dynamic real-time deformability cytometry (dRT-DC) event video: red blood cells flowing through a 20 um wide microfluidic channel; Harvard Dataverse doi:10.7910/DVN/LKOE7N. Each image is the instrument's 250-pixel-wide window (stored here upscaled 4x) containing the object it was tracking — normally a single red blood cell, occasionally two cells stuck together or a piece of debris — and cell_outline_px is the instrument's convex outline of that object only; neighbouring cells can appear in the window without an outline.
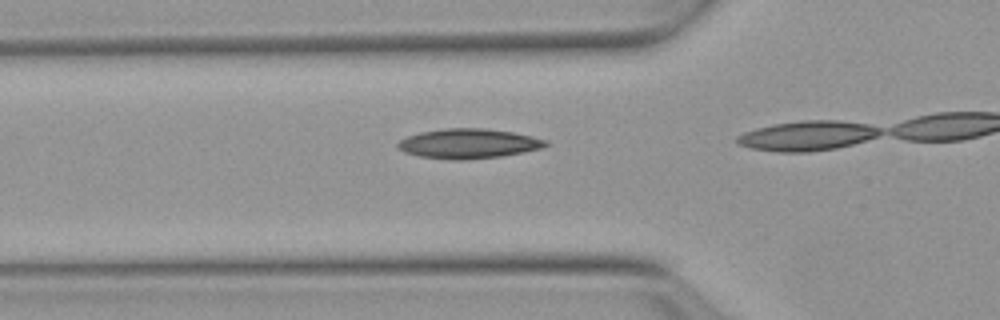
{"species": "Egyptian fruit bat (a non-hibernating species)", "species_latin": "Rousettus aegyptiacus", "temperature_condition": "warm", "stored_images_in_passage": 17, "camera_frame_rate_fps": 3000, "um_per_image_px": 0.085, "animal": {"sex": "female"}, "frame": {"image": 1, "passage_image": 14, "time_ms": 4.333, "image_size_px": [1000, 320], "cell_outline_px": [[548, 144], [544, 148], [500, 156], [468, 160], [448, 160], [420, 156], [404, 152], [396, 148], [396, 144], [400, 140], [408, 136], [420, 132], [444, 128], [484, 128], [512, 132], [532, 136], [548, 140]], "centroid_in_image_um": [39.81, 12.21], "position_along_channel_um": 86.0, "area_um2": 25.78}}